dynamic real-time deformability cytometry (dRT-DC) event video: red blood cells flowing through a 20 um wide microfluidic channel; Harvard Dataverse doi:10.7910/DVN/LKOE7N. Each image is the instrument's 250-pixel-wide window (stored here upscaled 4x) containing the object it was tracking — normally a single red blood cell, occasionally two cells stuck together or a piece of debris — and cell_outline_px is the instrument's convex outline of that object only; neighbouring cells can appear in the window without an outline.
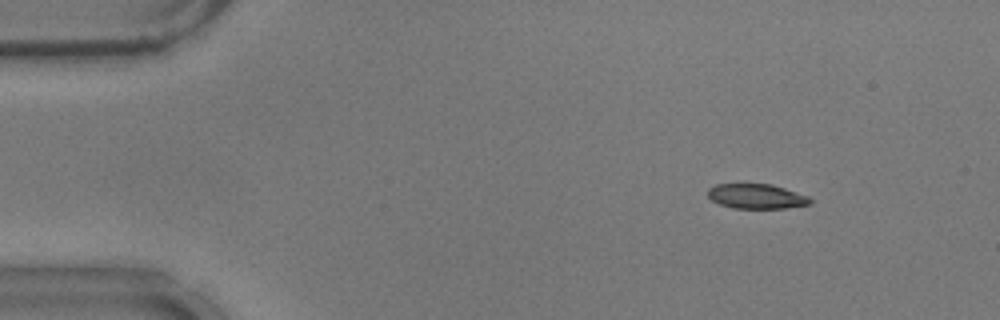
{"species": "common noctule bat (a hibernating species)", "species_latin": "Nyctalus noctula", "temperature_condition": "warm", "stored_images_in_passage": 53, "camera_frame_rate_fps": 3000, "um_per_image_px": 0.085, "animal": {"sex": "male", "body_mass_g": 17.9}, "frame": {"image": 1, "passage_image": 6, "time_ms": 1.667, "image_size_px": [1000, 320], "cell_outline_px": [[812, 204], [784, 208], [732, 208], [720, 204], [712, 200], [708, 196], [708, 188], [716, 184], [772, 184], [808, 196], [812, 200]], "centroid_in_image_um": [64.3, 16.69], "position_along_channel_um": 20.7, "area_um2": 14.74}}
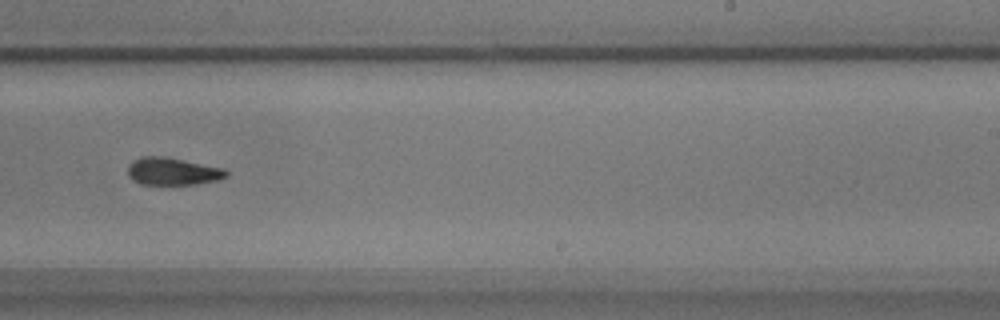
{"frame": {"image": 2, "passage_image": 33, "time_ms": 10.667, "image_size_px": [1000, 320], "cell_outline_px": [[228, 176], [216, 180], [196, 184], [140, 184], [132, 180], [128, 176], [128, 164], [132, 160], [140, 156], [164, 156], [224, 168], [228, 172]], "centroid_in_image_um": [14.63, 14.55], "position_along_channel_um": 274.4, "area_um2": 15.84}}
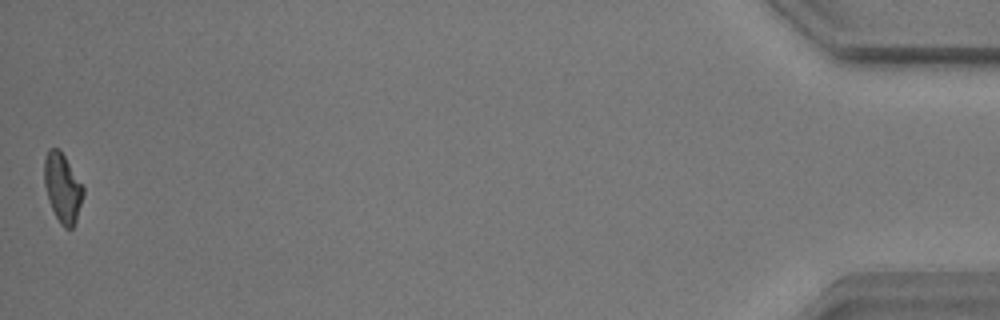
{"frame": {"image": 3, "passage_image": 53, "time_ms": 17.333, "image_size_px": [1000, 320], "cell_outline_px": [[84, 192], [76, 220], [72, 228], [64, 228], [60, 224], [48, 200], [44, 184], [44, 160], [48, 148], [56, 148], [64, 156], [84, 188]], "centroid_in_image_um": [5.3, 15.98], "position_along_channel_um": 429.9, "area_um2": 15.37}, "authors_computed_cell_mechanics": {"area_um2": 16.1262, "velocity_mm_per_s": 3.7489, "shape_relaxation_time_tau1_ms": 5.7805, "shape_relaxation_time_tau2_ms": 4.367, "deformation_change_tau1": 0.1653, "deformation_change_tau2": 0.1213}}